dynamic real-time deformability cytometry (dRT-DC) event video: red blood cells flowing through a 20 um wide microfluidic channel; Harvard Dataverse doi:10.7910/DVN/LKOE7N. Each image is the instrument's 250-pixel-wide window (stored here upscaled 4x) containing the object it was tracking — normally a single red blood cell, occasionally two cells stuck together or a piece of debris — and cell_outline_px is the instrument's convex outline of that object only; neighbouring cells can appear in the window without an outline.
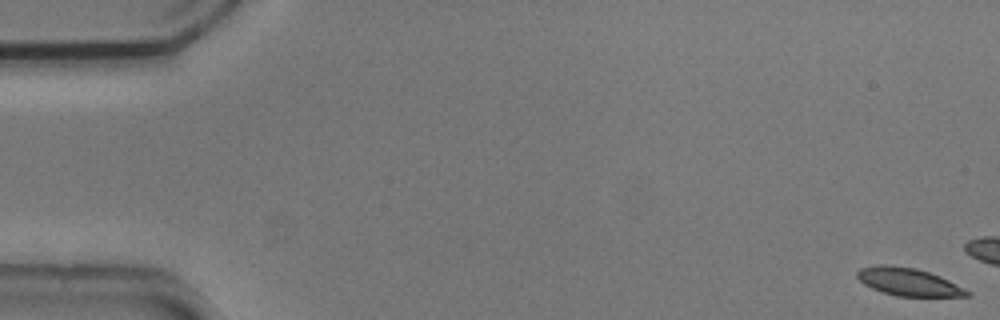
{"species": "common noctule bat (a hibernating species)", "species_latin": "Nyctalus noctula", "temperature_condition": "cold", "stored_images_in_passage": 13, "camera_frame_rate_fps": 3000, "um_per_image_px": 0.085, "animal": {"sex": "male", "body_mass_g": 20.5, "forearm_length_mm": 52.5}, "frame": {"image": 1, "passage_image": 1, "time_ms": 0.0, "image_size_px": [1000, 320], "cell_outline_px": [[972, 296], [896, 296], [872, 288], [864, 284], [856, 276], [856, 272], [860, 268], [880, 264], [884, 264], [916, 268], [940, 276], [972, 292]], "centroid_in_image_um": [77.22, 23.95], "position_along_channel_um": 7.8, "area_um2": 17.69}}